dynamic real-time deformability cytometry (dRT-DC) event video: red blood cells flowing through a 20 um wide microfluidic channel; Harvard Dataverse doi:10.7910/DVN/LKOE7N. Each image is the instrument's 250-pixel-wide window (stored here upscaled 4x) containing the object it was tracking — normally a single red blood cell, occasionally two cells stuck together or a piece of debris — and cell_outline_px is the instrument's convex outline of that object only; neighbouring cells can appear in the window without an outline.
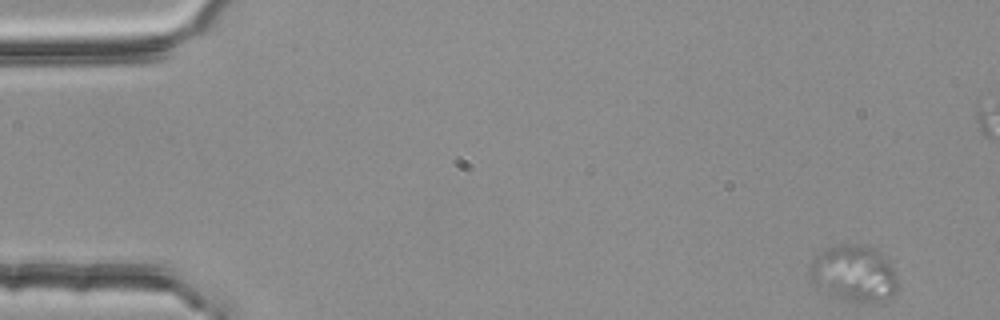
{"species": "common noctule bat (a hibernating species)", "species_latin": "Nyctalus noctula", "temperature_condition": "room temperature", "stored_images_in_passage": 4, "segment_of_instrument_passage": [1, 2], "camera_frame_rate_fps": 3000, "um_per_image_px": 0.085, "animal": {"sex": "female", "body_mass_g": 25.1}, "frame": {"image": 1, "passage_image": 1, "time_ms": 0.0, "image_size_px": [1000, 320], "cell_outline_px": [[900, 288], [896, 292], [888, 296], [864, 304], [848, 300], [836, 296], [812, 280], [808, 268], [812, 260], [824, 248], [836, 244], [868, 244], [876, 248], [880, 252], [892, 268], [900, 284]], "centroid_in_image_um": [72.61, 23.19], "position_along_channel_um": 12.4, "area_um2": 28.67}}
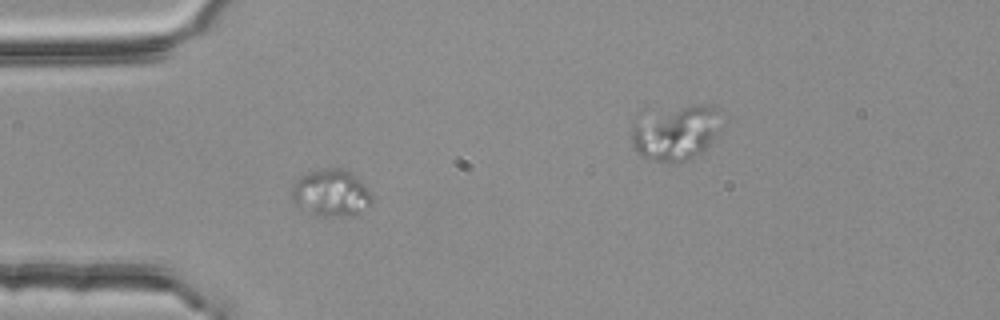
{"frame": {"image": 2, "passage_image": 3, "time_ms": 0.667, "image_size_px": [1000, 320], "cell_outline_px": [[372, 204], [352, 216], [312, 216], [300, 212], [288, 200], [292, 184], [300, 176], [308, 172], [320, 168], [344, 168], [352, 172], [368, 188], [372, 196]], "centroid_in_image_um": [28.04, 16.43], "position_along_channel_um": 57.0, "area_um2": 23.12}}